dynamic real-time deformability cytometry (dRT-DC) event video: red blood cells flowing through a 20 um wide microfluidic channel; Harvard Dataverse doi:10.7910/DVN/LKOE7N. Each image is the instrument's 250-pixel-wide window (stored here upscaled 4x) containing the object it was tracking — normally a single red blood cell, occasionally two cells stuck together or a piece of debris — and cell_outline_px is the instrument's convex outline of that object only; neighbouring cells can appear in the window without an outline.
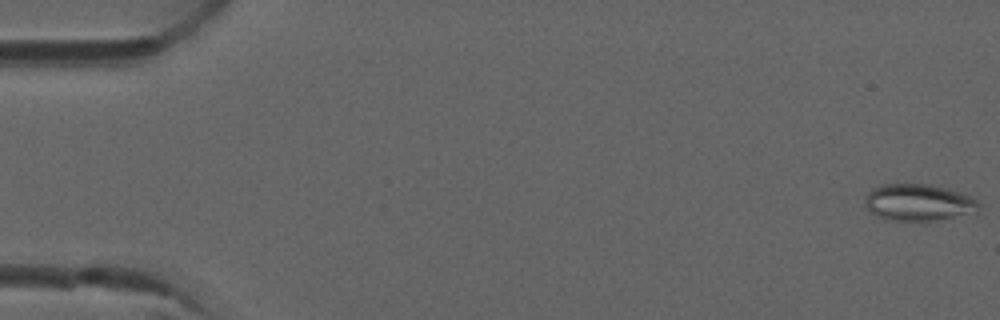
{"species": "common noctule bat (a hibernating species)", "species_latin": "Nyctalus noctula", "temperature_condition": "room temperature", "stored_images_in_passage": 7, "camera_frame_rate_fps": 3000, "um_per_image_px": 0.085, "animal": {"sex": "male", "forearm_length_mm": 52.5}, "frame": {"image": 1, "passage_image": 1, "time_ms": 0.0, "image_size_px": [1000, 320], "cell_outline_px": [[980, 204], [976, 212], [936, 220], [896, 220], [876, 216], [864, 204], [864, 196], [872, 188], [884, 184], [932, 184], [948, 188], [960, 192], [976, 200]], "centroid_in_image_um": [78.05, 17.19], "position_along_channel_um": 7.0, "area_um2": 24.22}}
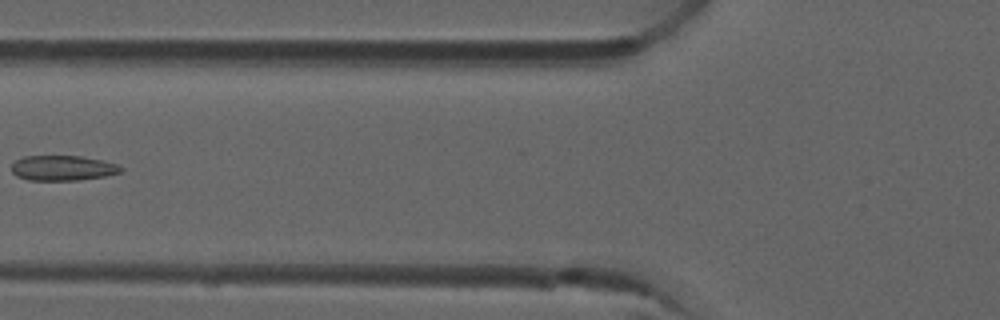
{"frame": {"image": 2, "passage_image": 6, "time_ms": 1.667, "image_size_px": [1000, 320], "cell_outline_px": [[124, 168], [120, 172], [104, 176], [76, 180], [28, 180], [16, 176], [12, 172], [12, 164], [16, 160], [24, 156], [80, 156], [104, 160], [116, 164]], "centroid_in_image_um": [5.32, 14.28], "position_along_channel_um": 120.5, "area_um2": 15.95}}
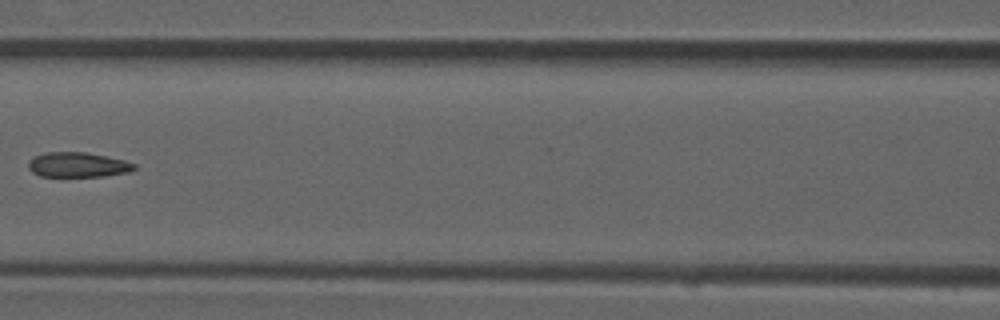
{"frame": {"image": 3, "passage_image": 7, "time_ms": 2.0, "image_size_px": [1000, 320], "cell_outline_px": [[136, 168], [128, 172], [104, 176], [40, 176], [32, 172], [28, 168], [28, 160], [44, 152], [84, 152], [124, 160], [136, 164]], "centroid_in_image_um": [6.59, 14.0], "position_along_channel_um": 160.0, "area_um2": 15.26}}